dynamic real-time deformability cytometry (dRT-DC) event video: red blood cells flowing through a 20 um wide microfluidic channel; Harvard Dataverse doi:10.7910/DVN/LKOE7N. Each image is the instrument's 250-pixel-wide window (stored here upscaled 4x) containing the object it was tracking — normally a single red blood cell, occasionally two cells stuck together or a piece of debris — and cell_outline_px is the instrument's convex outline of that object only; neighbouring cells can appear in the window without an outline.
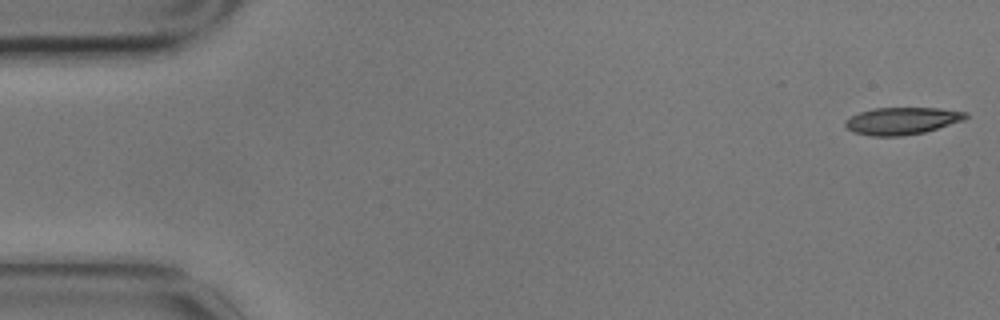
{"species": "common noctule bat (a hibernating species)", "species_latin": "Nyctalus noctula", "temperature_condition": "cold", "stored_images_in_passage": 6, "segment_of_instrument_passage": [1, 2], "camera_frame_rate_fps": 3000, "um_per_image_px": 0.085, "animal": {"sex": "male", "body_mass_g": 17.9}, "frame": {"image": 1, "passage_image": 1, "time_ms": 0.0, "image_size_px": [1000, 320], "cell_outline_px": [[968, 116], [964, 120], [924, 132], [900, 136], [872, 136], [852, 132], [844, 124], [844, 120], [860, 112], [872, 108], [940, 108], [968, 112]], "centroid_in_image_um": [76.66, 10.27], "position_along_channel_um": 8.3, "area_um2": 19.07}}